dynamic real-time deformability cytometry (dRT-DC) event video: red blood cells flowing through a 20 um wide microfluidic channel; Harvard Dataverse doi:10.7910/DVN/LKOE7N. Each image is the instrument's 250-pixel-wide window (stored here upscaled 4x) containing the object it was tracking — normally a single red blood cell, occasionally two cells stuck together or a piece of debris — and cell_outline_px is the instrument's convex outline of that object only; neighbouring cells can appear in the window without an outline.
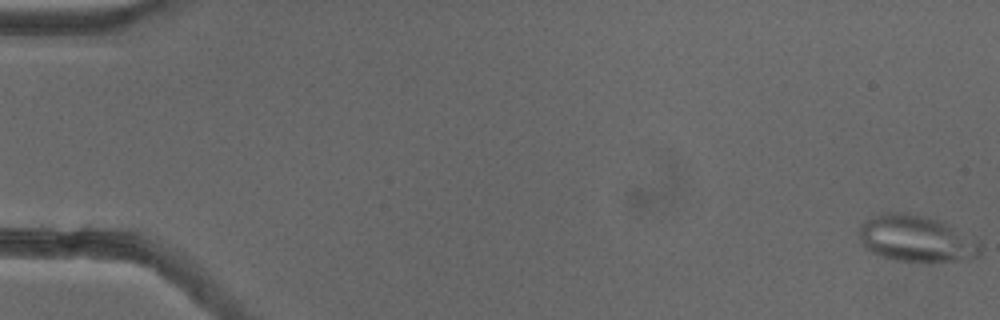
{"species": "common noctule bat (a hibernating species)", "species_latin": "Nyctalus noctula", "temperature_condition": "cold", "stored_images_in_passage": 54, "camera_frame_rate_fps": 3000, "um_per_image_px": 0.085, "animal": {"sex": "female"}, "frame": {"image": 1, "passage_image": 1, "time_ms": 0.0, "image_size_px": [1000, 320], "cell_outline_px": [[980, 256], [968, 260], [896, 260], [872, 252], [864, 248], [860, 244], [860, 224], [864, 220], [872, 216], [884, 212], [908, 212], [944, 220], [976, 236], [980, 244]], "centroid_in_image_um": [77.94, 20.23], "position_along_channel_um": 7.1, "area_um2": 33.41}}
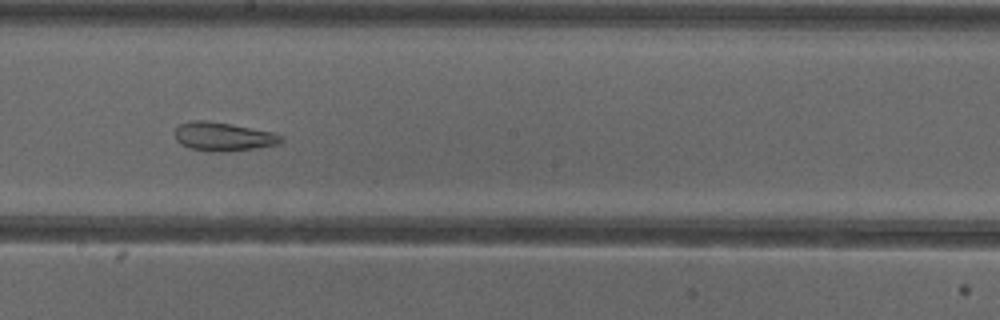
{"frame": {"image": 2, "passage_image": 31, "time_ms": 10.0, "image_size_px": [1000, 320], "cell_outline_px": [[284, 140], [280, 144], [260, 148], [220, 152], [212, 152], [188, 148], [180, 144], [176, 140], [172, 132], [180, 124], [188, 120], [204, 120], [228, 124], [272, 132], [284, 136]], "centroid_in_image_um": [18.95, 11.62], "position_along_channel_um": 229.3, "area_um2": 18.03}}
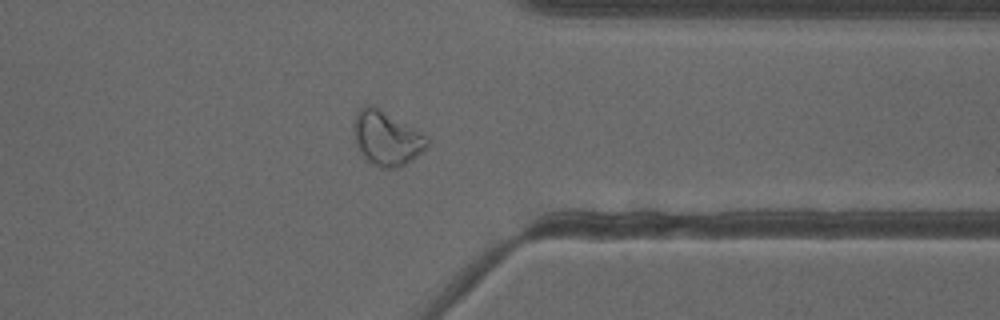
{"frame": {"image": 3, "passage_image": 43, "time_ms": 14.0, "image_size_px": [1000, 320], "cell_outline_px": [[428, 148], [412, 160], [400, 168], [384, 168], [368, 160], [360, 152], [356, 144], [352, 128], [352, 124], [356, 112], [364, 104], [372, 104], [428, 136]], "centroid_in_image_um": [32.85, 11.73], "position_along_channel_um": 378.5, "area_um2": 23.41}, "authors_computed_cell_mechanics": {"area_um2": 24.9696, "velocity_mm_per_s": 3.8659, "shape_relaxation_time_tau1_ms": null, "shape_relaxation_time_tau2_ms": 2.0684, "deformation_change_tau1": null, "deformation_change_tau2": 0.0834}}